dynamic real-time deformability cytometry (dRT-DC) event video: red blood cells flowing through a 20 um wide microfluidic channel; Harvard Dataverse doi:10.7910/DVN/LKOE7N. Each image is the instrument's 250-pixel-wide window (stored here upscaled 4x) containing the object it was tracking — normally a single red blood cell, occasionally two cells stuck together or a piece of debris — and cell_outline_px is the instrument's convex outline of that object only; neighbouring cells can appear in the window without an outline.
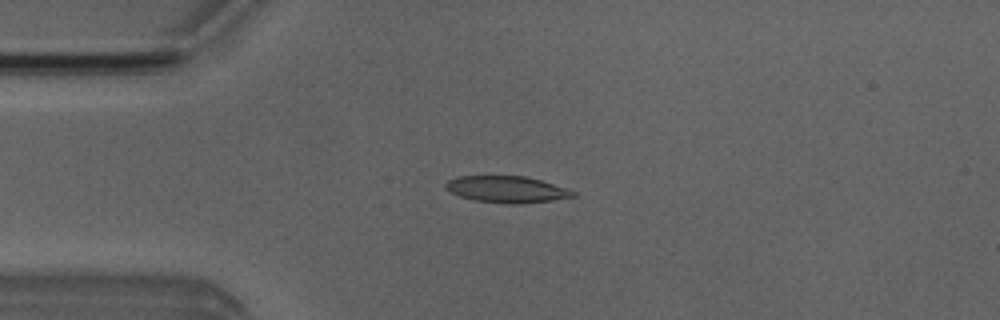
{"species": "Egyptian fruit bat (a non-hibernating species)", "species_latin": "Rousettus aegyptiacus", "temperature_condition": "room temperature", "stored_images_in_passage": 51, "camera_frame_rate_fps": 3000, "um_per_image_px": 0.085, "animal": {"sex": "male"}, "frame": {"image": 1, "passage_image": 12, "time_ms": 3.667, "image_size_px": [1000, 320], "cell_outline_px": [[576, 196], [552, 200], [516, 204], [504, 204], [476, 200], [460, 196], [444, 188], [444, 184], [448, 180], [456, 176], [524, 176], [540, 180], [576, 192]], "centroid_in_image_um": [43.03, 16.09], "position_along_channel_um": 42.0, "area_um2": 19.54}}
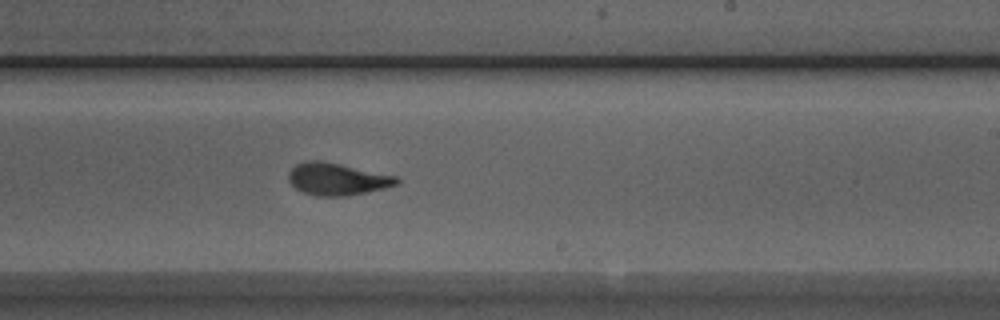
{"frame": {"image": 2, "passage_image": 30, "time_ms": 9.667, "image_size_px": [1000, 320], "cell_outline_px": [[400, 180], [396, 184], [384, 188], [348, 196], [316, 196], [304, 192], [296, 188], [288, 180], [288, 172], [296, 164], [304, 160], [320, 160], [340, 164], [396, 176]], "centroid_in_image_um": [28.61, 15.21], "position_along_channel_um": 260.4, "area_um2": 20.17}}
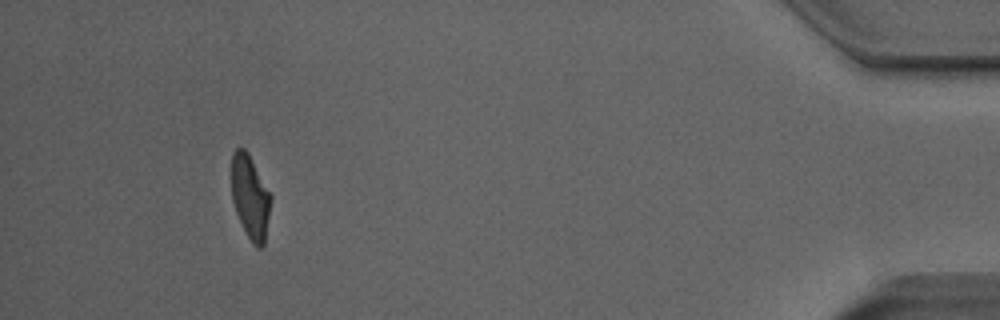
{"frame": {"image": 3, "passage_image": 47, "time_ms": 15.333, "image_size_px": [1000, 320], "cell_outline_px": [[272, 200], [264, 244], [260, 248], [256, 248], [252, 244], [236, 212], [232, 200], [232, 152], [236, 148], [244, 148], [248, 152], [272, 196]], "centroid_in_image_um": [21.28, 16.74], "position_along_channel_um": 413.9, "area_um2": 19.13}, "authors_computed_cell_mechanics": {"area_um2": 20.0566, "velocity_mm_per_s": 3.9788, "shape_relaxation_time_tau1_ms": 3.99, "shape_relaxation_time_tau2_ms": 1.2497, "deformation_change_tau1": 0.167, "deformation_change_tau2": 0.0867}}